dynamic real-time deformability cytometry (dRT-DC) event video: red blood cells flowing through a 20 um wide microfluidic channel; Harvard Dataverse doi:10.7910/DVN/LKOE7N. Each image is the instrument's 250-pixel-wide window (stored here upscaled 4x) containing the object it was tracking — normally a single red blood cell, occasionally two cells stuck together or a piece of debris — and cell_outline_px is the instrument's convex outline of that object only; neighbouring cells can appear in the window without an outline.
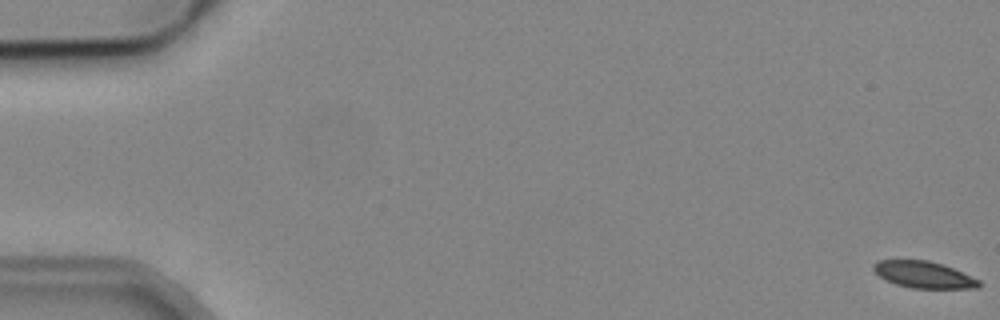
{"species": "common noctule bat (a hibernating species)", "species_latin": "Nyctalus noctula", "temperature_condition": "cold", "stored_images_in_passage": 4, "camera_frame_rate_fps": 3000, "um_per_image_px": 0.085, "animal": {"sex": "male", "body_mass_g": 19.2, "forearm_length_mm": 51.8}, "frame": {"image": 1, "passage_image": 1, "time_ms": 0.0, "image_size_px": [1000, 320], "cell_outline_px": [[980, 288], [912, 288], [896, 284], [880, 276], [872, 268], [872, 264], [880, 260], [928, 260], [944, 264], [980, 280]], "centroid_in_image_um": [78.54, 23.34], "position_along_channel_um": 6.5, "area_um2": 16.3}}
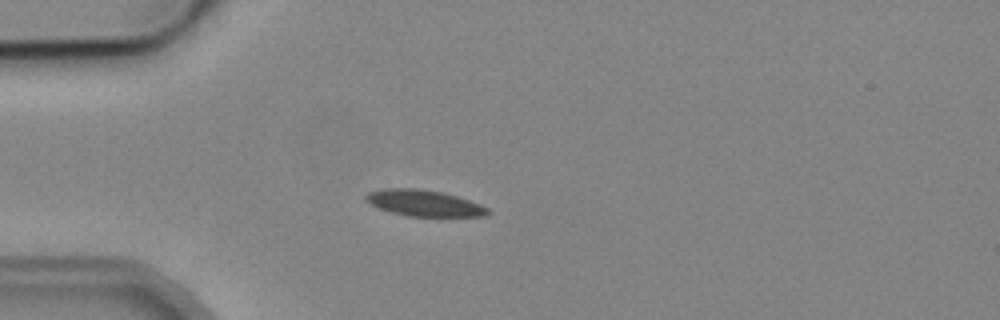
{"frame": {"image": 2, "passage_image": 4, "time_ms": 5.0, "image_size_px": [1000, 320], "cell_outline_px": [[492, 212], [488, 216], [408, 216], [392, 212], [368, 204], [364, 200], [364, 196], [368, 192], [380, 188], [412, 188], [440, 192], [456, 196], [480, 204], [488, 208]], "centroid_in_image_um": [36.01, 17.26], "position_along_channel_um": 49.0, "area_um2": 18.61}}